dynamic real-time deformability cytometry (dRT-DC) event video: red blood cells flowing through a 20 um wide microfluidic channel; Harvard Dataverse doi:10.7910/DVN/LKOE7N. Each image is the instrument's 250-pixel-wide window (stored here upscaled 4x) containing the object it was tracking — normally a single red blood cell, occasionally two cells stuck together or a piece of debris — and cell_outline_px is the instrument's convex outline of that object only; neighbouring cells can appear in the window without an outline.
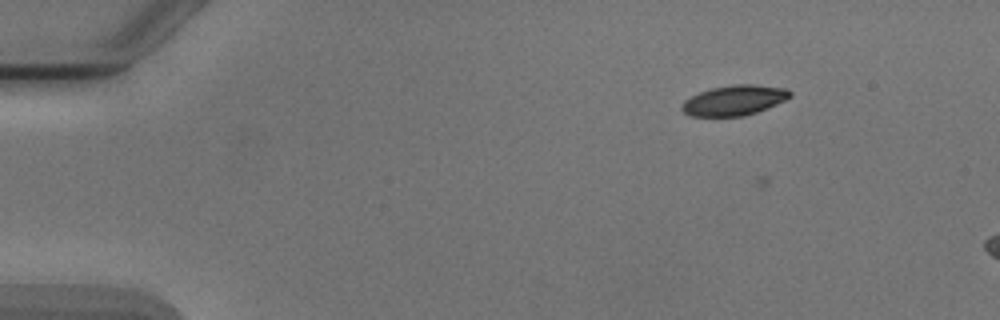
{"species": "Egyptian fruit bat (a non-hibernating species)", "species_latin": "Rousettus aegyptiacus", "temperature_condition": "cold", "stored_images_in_passage": 5, "camera_frame_rate_fps": 3000, "um_per_image_px": 0.085, "animal": {"sex": "male"}, "frame": {"image": 1, "passage_image": 3, "time_ms": 2.667, "image_size_px": [1000, 320], "cell_outline_px": [[792, 96], [776, 104], [756, 112], [744, 116], [692, 116], [684, 112], [680, 108], [684, 100], [700, 92], [712, 88], [736, 84], [752, 84], [784, 88], [792, 92]], "centroid_in_image_um": [62.4, 8.53], "position_along_channel_um": 22.6, "area_um2": 18.79}}